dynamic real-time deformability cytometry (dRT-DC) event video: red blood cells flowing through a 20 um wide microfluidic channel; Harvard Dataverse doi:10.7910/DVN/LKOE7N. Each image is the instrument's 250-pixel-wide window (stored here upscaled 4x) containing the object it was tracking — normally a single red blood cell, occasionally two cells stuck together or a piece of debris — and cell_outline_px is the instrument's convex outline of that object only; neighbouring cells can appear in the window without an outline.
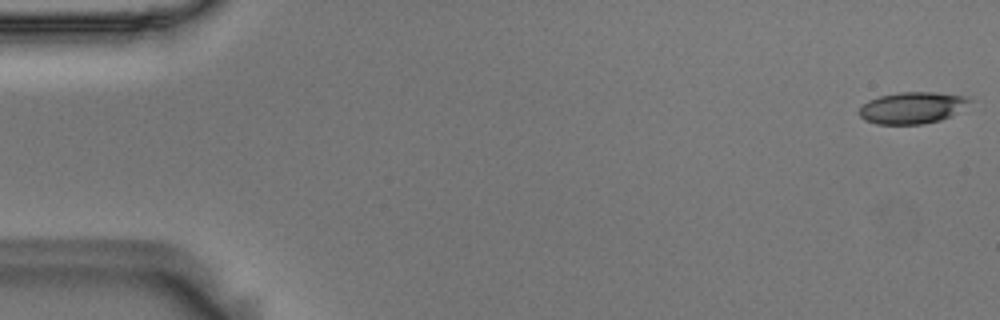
{"species": "Egyptian fruit bat (a non-hibernating species)", "species_latin": "Rousettus aegyptiacus", "temperature_condition": "room temperature", "stored_images_in_passage": 55, "camera_frame_rate_fps": 3000, "um_per_image_px": 0.085, "animal": {"sex": "male"}, "frame": {"image": 1, "passage_image": 1, "time_ms": 0.0, "image_size_px": [1000, 320], "cell_outline_px": [[972, 100], [952, 116], [940, 120], [924, 124], [876, 124], [864, 120], [856, 112], [868, 100], [880, 96], [900, 92], [936, 92], [968, 96]], "centroid_in_image_um": [77.52, 9.16], "position_along_channel_um": 7.5, "area_um2": 20.46}}
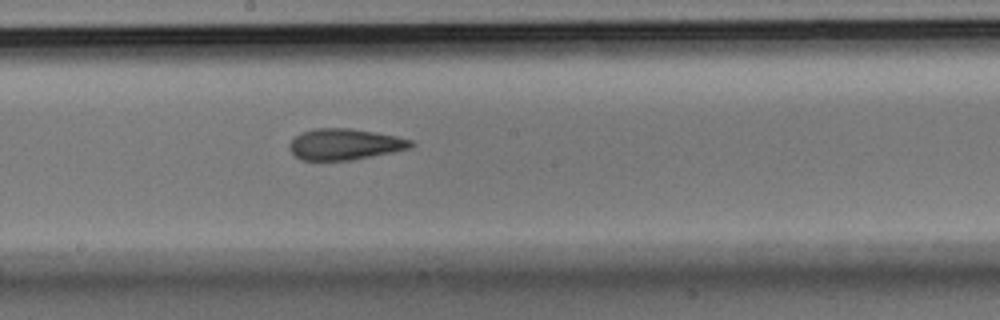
{"frame": {"image": 2, "passage_image": 30, "time_ms": 9.667, "image_size_px": [1000, 320], "cell_outline_px": [[416, 144], [412, 148], [352, 160], [300, 160], [288, 148], [288, 144], [296, 136], [304, 132], [316, 128], [352, 128], [376, 132], [396, 136], [412, 140]], "centroid_in_image_um": [29.33, 12.26], "position_along_channel_um": 218.9, "area_um2": 22.08}}
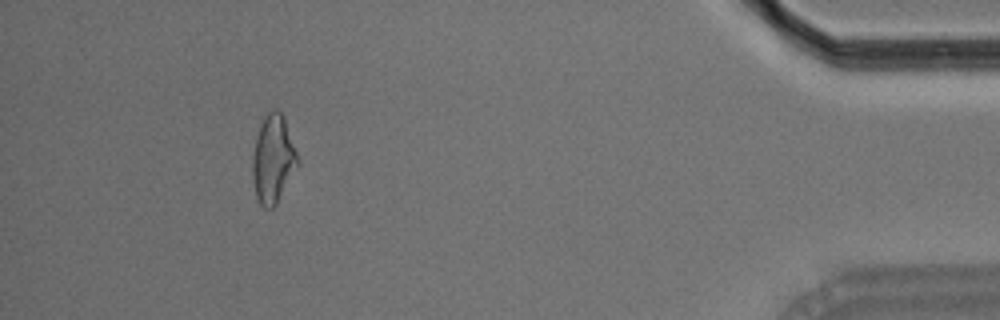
{"frame": {"image": 3, "passage_image": 51, "time_ms": 16.667, "image_size_px": [1000, 320], "cell_outline_px": [[300, 164], [276, 204], [272, 208], [264, 208], [260, 204], [256, 196], [252, 176], [252, 156], [256, 136], [260, 124], [264, 116], [272, 108], [276, 108], [284, 116], [300, 160]], "centroid_in_image_um": [23.23, 13.5], "position_along_channel_um": 412.0, "area_um2": 23.52}, "authors_computed_cell_mechanics": {"area_um2": 22.0218, "velocity_mm_per_s": 3.6149, "shape_relaxation_time_tau1_ms": null, "shape_relaxation_time_tau2_ms": 2.8391, "deformation_change_tau1": null, "deformation_change_tau2": 0.1188}}